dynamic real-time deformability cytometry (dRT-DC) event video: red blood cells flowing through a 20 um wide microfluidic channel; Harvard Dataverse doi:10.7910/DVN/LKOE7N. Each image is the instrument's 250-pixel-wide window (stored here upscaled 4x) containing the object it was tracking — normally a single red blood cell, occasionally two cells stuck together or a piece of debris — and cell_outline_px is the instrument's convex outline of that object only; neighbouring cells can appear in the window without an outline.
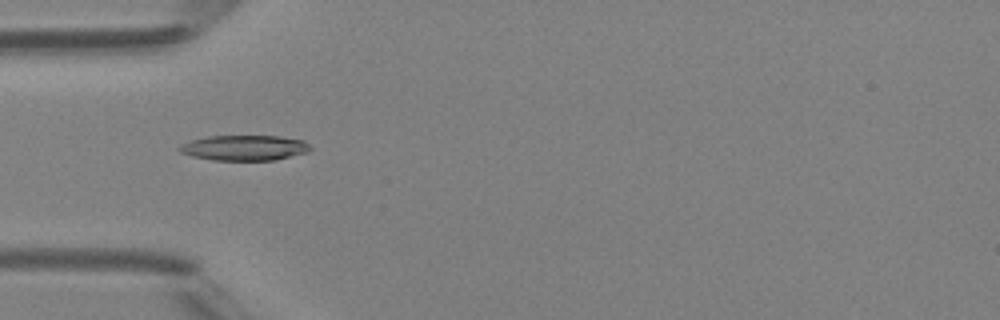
{"species": "Egyptian fruit bat (a non-hibernating species)", "species_latin": "Rousettus aegyptiacus", "temperature_condition": "room temperature", "stored_images_in_passage": 6, "camera_frame_rate_fps": 3000, "um_per_image_px": 0.085, "animal": {"sex": "female"}, "frame": {"image": 1, "passage_image": 5, "time_ms": 4.667, "image_size_px": [1000, 320], "cell_outline_px": [[312, 148], [308, 152], [276, 160], [212, 160], [192, 156], [180, 152], [176, 148], [180, 144], [192, 140], [208, 136], [280, 136], [304, 140]], "centroid_in_image_um": [20.77, 12.56], "position_along_channel_um": 64.2, "area_um2": 19.42}}
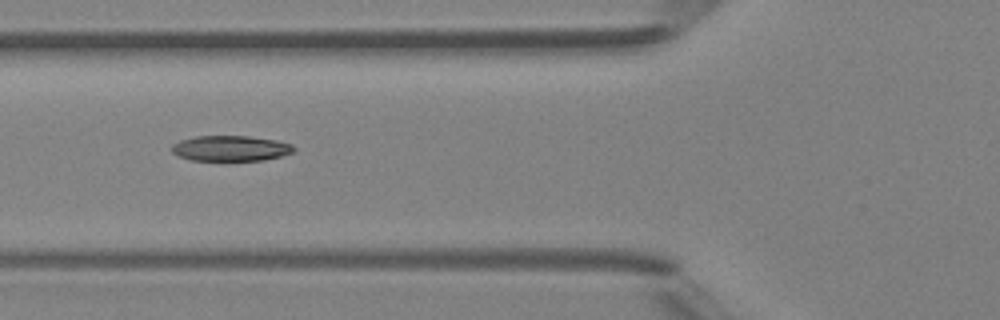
{"frame": {"image": 2, "passage_image": 6, "time_ms": 5.667, "image_size_px": [1000, 320], "cell_outline_px": [[296, 152], [264, 160], [192, 160], [180, 156], [172, 152], [172, 144], [180, 140], [196, 136], [248, 136], [276, 140], [292, 144], [296, 148]], "centroid_in_image_um": [19.64, 12.6], "position_along_channel_um": 106.2, "area_um2": 18.09}}